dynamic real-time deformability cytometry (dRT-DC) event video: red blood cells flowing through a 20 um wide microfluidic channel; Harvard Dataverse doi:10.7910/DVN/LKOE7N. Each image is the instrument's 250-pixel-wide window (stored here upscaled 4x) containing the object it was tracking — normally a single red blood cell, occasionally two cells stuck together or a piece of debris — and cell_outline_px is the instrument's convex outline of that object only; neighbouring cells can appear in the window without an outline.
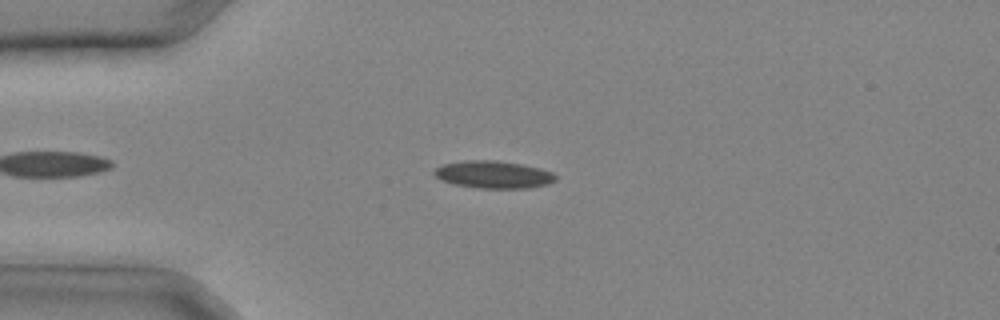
{"species": "common noctule bat (a hibernating species)", "species_latin": "Nyctalus noctula", "temperature_condition": "cold", "stored_images_in_passage": 28, "camera_frame_rate_fps": 3000, "um_per_image_px": 0.085, "animal": {"sex": "male", "body_mass_g": 20.4}, "frame": {"image": 1, "passage_image": 5, "time_ms": 1.333, "image_size_px": [1000, 320], "cell_outline_px": [[556, 180], [548, 184], [528, 188], [476, 188], [452, 184], [440, 180], [432, 172], [436, 168], [444, 164], [468, 160], [492, 160], [520, 164], [540, 168], [552, 172], [556, 176]], "centroid_in_image_um": [41.93, 14.85], "position_along_channel_um": 43.1, "area_um2": 19.36}}
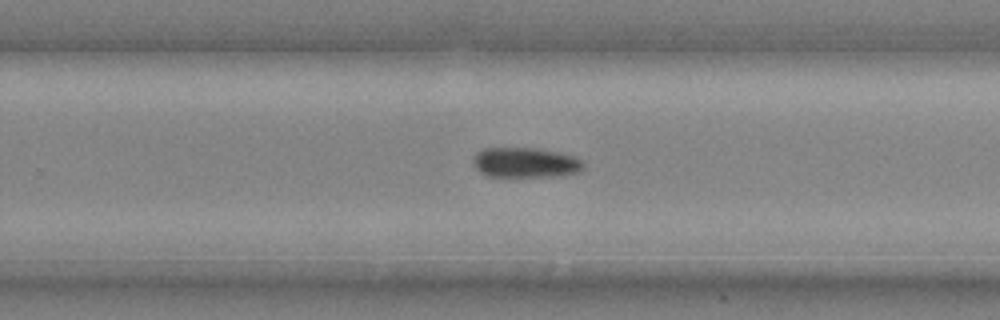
{"frame": {"image": 2, "passage_image": 18, "time_ms": 5.667, "image_size_px": [1000, 320], "cell_outline_px": [[584, 168], [580, 172], [552, 176], [488, 176], [480, 172], [476, 168], [472, 160], [472, 156], [476, 152], [484, 148], [536, 148], [576, 156], [584, 164]], "centroid_in_image_um": [44.64, 13.81], "position_along_channel_um": 285.2, "area_um2": 19.31}}
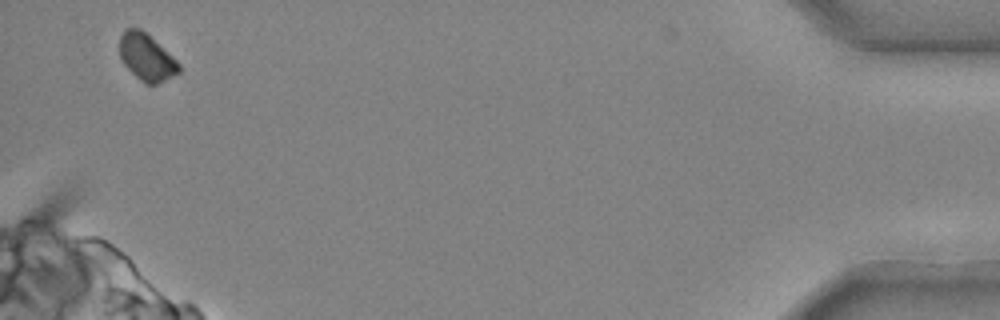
{"frame": {"image": 3, "passage_image": 28, "time_ms": 9.0, "image_size_px": [1000, 320], "cell_outline_px": [[180, 72], [156, 84], [144, 84], [124, 64], [120, 56], [120, 36], [124, 28], [140, 28], [172, 56], [180, 64]], "centroid_in_image_um": [12.44, 4.86], "position_along_channel_um": 422.8, "area_um2": 15.9}}